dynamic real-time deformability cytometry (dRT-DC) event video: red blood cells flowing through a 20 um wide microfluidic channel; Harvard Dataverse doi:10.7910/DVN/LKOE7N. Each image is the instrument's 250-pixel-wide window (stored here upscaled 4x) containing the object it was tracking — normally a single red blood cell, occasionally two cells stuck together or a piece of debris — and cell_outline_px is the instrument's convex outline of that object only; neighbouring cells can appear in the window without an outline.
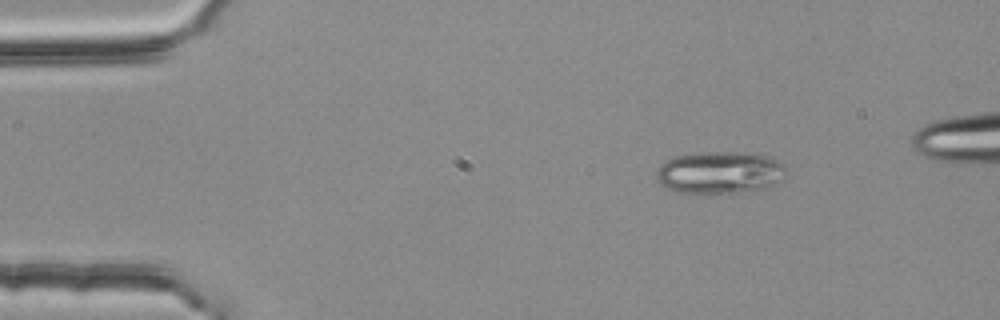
{"species": "common noctule bat (a hibernating species)", "species_latin": "Nyctalus noctula", "temperature_condition": "room temperature", "stored_images_in_passage": 3, "camera_frame_rate_fps": 3000, "um_per_image_px": 0.085, "animal": {"sex": "female", "body_mass_g": 25.1}, "frame": {"image": 1, "passage_image": 1, "time_ms": 0.0, "image_size_px": [1000, 320], "cell_outline_px": [[784, 168], [780, 180], [764, 188], [736, 192], [676, 192], [660, 184], [656, 180], [656, 172], [660, 164], [664, 160], [672, 156], [704, 152], [748, 152], [764, 156], [776, 160], [784, 164]], "centroid_in_image_um": [61.09, 14.64], "position_along_channel_um": 23.9, "area_um2": 31.5}}